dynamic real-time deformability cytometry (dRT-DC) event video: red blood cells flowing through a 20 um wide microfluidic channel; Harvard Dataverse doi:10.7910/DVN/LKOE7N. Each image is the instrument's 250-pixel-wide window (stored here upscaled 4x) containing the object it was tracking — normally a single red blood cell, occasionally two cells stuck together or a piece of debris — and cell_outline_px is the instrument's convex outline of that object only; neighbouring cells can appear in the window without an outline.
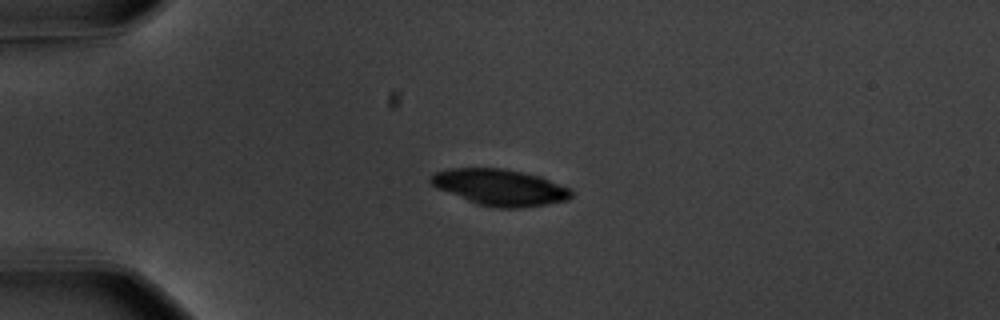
{"species": "common noctule bat (a hibernating species)", "species_latin": "Nyctalus noctula", "temperature_condition": "warm", "stored_images_in_passage": 43, "camera_frame_rate_fps": 3000, "um_per_image_px": 0.085, "animal": {"sex": "male", "body_mass_g": 20.1, "forearm_length_mm": 53.5}, "frame": {"image": 1, "passage_image": 1, "time_ms": 0.0, "image_size_px": [1000, 320], "cell_outline_px": [[572, 196], [568, 200], [520, 208], [500, 208], [480, 204], [468, 200], [436, 188], [428, 180], [436, 172], [448, 168], [500, 168], [524, 172], [540, 176], [572, 188]], "centroid_in_image_um": [42.52, 15.91], "position_along_channel_um": 42.5, "area_um2": 29.59}}
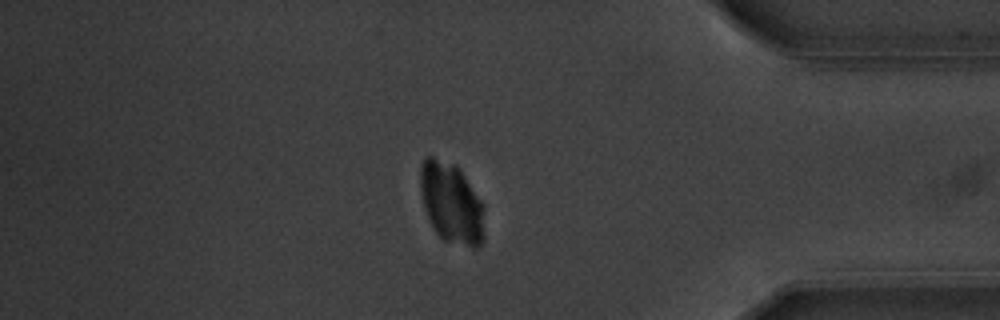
{"frame": {"image": 2, "passage_image": 35, "time_ms": 11.333, "image_size_px": [1000, 320], "cell_outline_px": [[484, 240], [476, 248], [472, 248], [444, 240], [436, 232], [424, 208], [420, 188], [420, 164], [428, 156], [432, 156], [456, 164], [460, 168], [484, 204]], "centroid_in_image_um": [38.4, 17.24], "position_along_channel_um": 396.8, "area_um2": 30.52}}
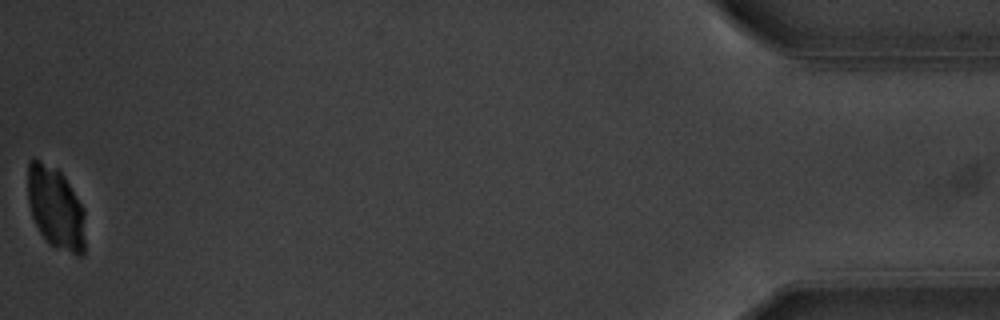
{"frame": {"image": 3, "passage_image": 43, "time_ms": 14.0, "image_size_px": [1000, 320], "cell_outline_px": [[84, 256], [76, 256], [56, 248], [48, 244], [40, 232], [32, 216], [28, 204], [28, 160], [40, 160], [56, 168], [64, 176], [84, 208]], "centroid_in_image_um": [4.74, 17.71], "position_along_channel_um": 430.5, "area_um2": 27.69}}